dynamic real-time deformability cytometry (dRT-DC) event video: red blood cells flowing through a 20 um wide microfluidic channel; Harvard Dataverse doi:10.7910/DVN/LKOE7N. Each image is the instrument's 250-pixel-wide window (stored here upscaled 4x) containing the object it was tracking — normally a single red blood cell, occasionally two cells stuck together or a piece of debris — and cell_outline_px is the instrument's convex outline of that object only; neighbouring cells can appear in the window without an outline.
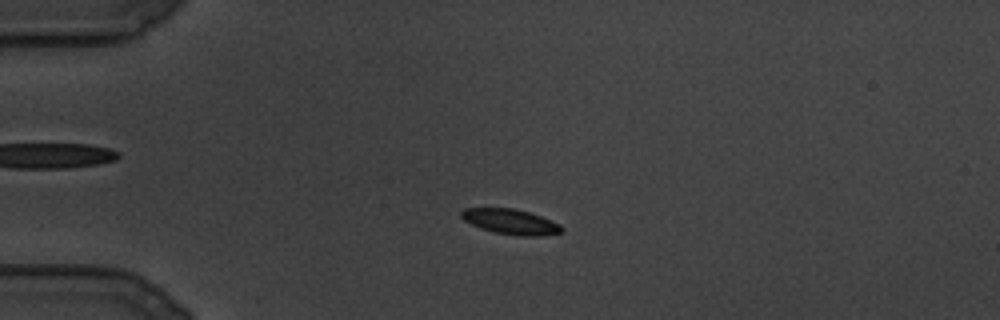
{"species": "common noctule bat (a hibernating species)", "species_latin": "Nyctalus noctula", "temperature_condition": "cold", "stored_images_in_passage": 96, "camera_frame_rate_fps": 3000, "um_per_image_px": 0.085, "animal": {"sex": "male", "body_mass_g": 19.5, "forearm_length_mm": 54.6}, "frame": {"image": 1, "passage_image": 7, "time_ms": 2.0, "image_size_px": [1000, 320], "cell_outline_px": [[564, 228], [560, 232], [540, 236], [524, 236], [496, 232], [480, 228], [464, 220], [460, 216], [460, 212], [464, 208], [512, 208], [528, 212], [540, 216], [560, 224]], "centroid_in_image_um": [43.38, 18.83], "position_along_channel_um": 41.6, "area_um2": 14.51}}
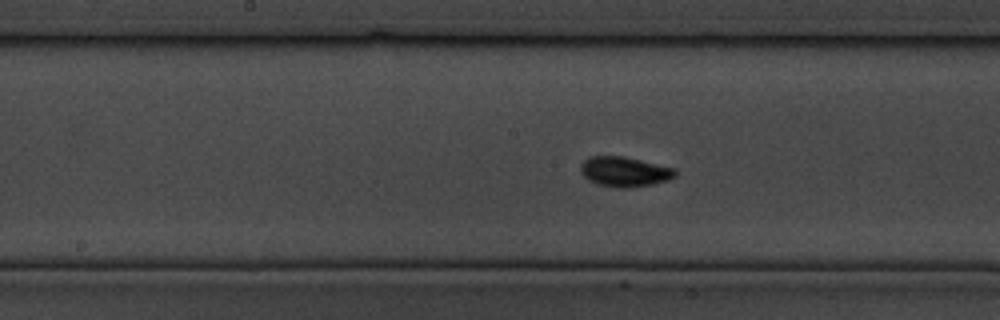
{"frame": {"image": 2, "passage_image": 39, "time_ms": 12.667, "image_size_px": [1000, 320], "cell_outline_px": [[676, 176], [668, 180], [652, 184], [628, 188], [620, 188], [600, 184], [588, 180], [580, 172], [580, 164], [588, 156], [624, 156], [676, 168]], "centroid_in_image_um": [53.09, 14.58], "position_along_channel_um": 195.1, "area_um2": 16.59}}
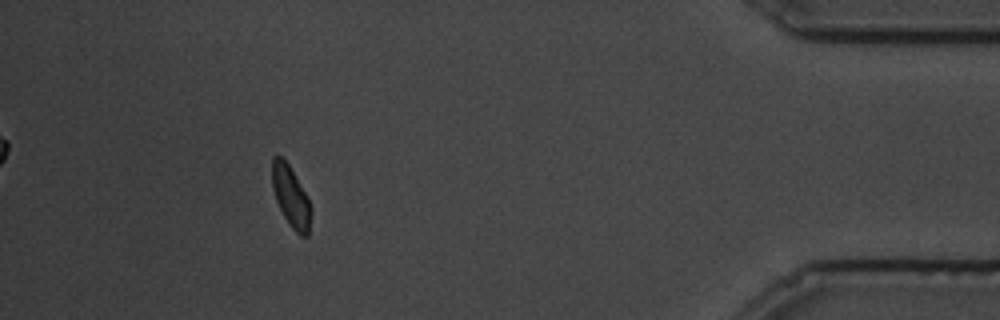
{"frame": {"image": 3, "passage_image": 85, "time_ms": 28.0, "image_size_px": [1000, 320], "cell_outline_px": [[312, 212], [308, 236], [300, 236], [292, 228], [284, 216], [276, 200], [272, 188], [272, 156], [280, 156], [288, 164], [308, 196], [312, 208]], "centroid_in_image_um": [24.74, 16.73], "position_along_channel_um": 410.5, "area_um2": 13.87}}